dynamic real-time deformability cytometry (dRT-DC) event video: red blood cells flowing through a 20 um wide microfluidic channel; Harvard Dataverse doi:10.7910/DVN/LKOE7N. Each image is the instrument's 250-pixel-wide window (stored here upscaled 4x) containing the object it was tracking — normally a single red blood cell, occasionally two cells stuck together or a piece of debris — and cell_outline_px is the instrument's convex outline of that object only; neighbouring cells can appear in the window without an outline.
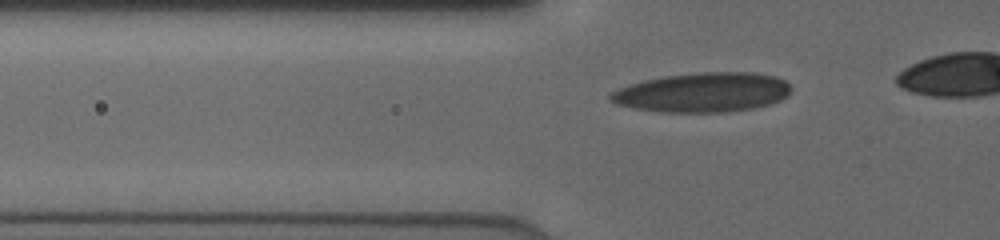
{"species": "human", "species_latin": "Homo sapiens", "temperature_condition": "cold", "stored_images_in_passage": 28, "camera_frame_rate_fps": 3000, "um_per_image_px": 0.085, "donor": {"sex": "male"}, "frame": {"image": 1, "passage_image": 7, "time_ms": 2.0, "image_size_px": [1000, 240], "cell_outline_px": [[788, 88], [780, 96], [768, 100], [752, 104], [728, 108], [664, 108], [620, 100], [616, 96], [620, 92], [628, 88], [640, 84], [660, 80], [688, 76], [760, 76], [780, 80]], "centroid_in_image_um": [59.89, 7.81], "position_along_channel_um": 65.9, "area_um2": 31.15}}
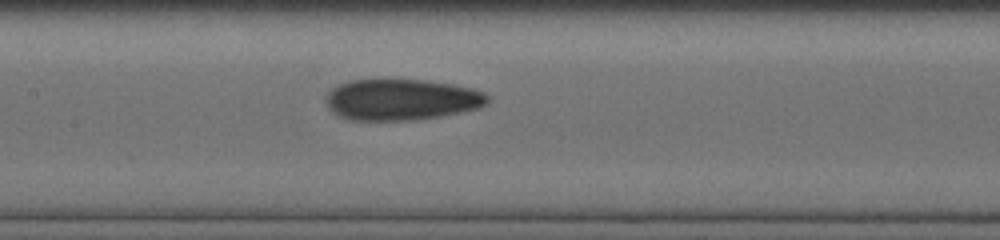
{"frame": {"image": 2, "passage_image": 15, "time_ms": 4.667, "image_size_px": [1000, 240], "cell_outline_px": [[484, 100], [476, 104], [460, 108], [436, 112], [408, 116], [356, 116], [344, 112], [332, 100], [336, 92], [352, 84], [388, 80], [424, 84], [452, 88], [472, 92], [480, 96]], "centroid_in_image_um": [34.08, 8.4], "position_along_channel_um": 173.3, "area_um2": 28.67}}
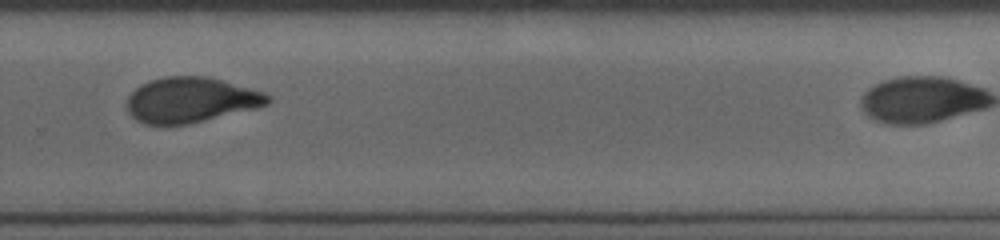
{"frame": {"image": 3, "passage_image": 25, "time_ms": 8.0, "image_size_px": [1000, 240], "cell_outline_px": [[268, 100], [260, 104], [192, 120], [168, 124], [164, 124], [144, 120], [132, 108], [132, 96], [140, 88], [148, 84], [160, 80], [208, 80], [252, 92], [264, 96]], "centroid_in_image_um": [16.12, 8.53], "position_along_channel_um": 313.7, "area_um2": 29.71}}